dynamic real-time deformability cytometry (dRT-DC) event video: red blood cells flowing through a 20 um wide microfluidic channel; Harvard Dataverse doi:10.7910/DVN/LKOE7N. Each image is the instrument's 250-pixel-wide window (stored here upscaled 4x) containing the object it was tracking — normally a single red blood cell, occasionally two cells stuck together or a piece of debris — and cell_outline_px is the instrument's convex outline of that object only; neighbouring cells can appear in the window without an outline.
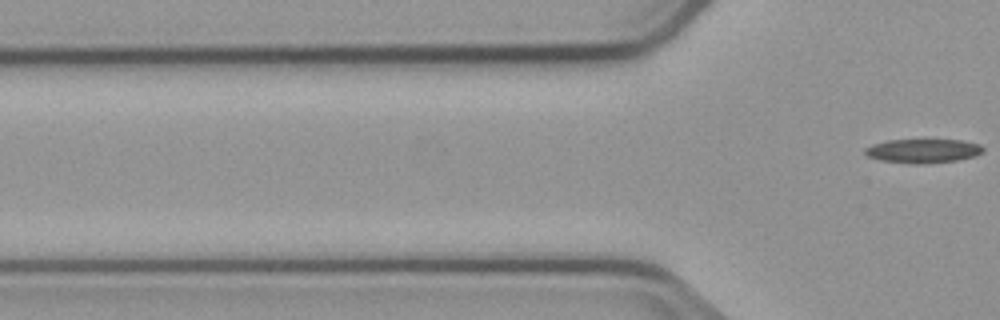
{"species": "common noctule bat (a hibernating species)", "species_latin": "Nyctalus noctula", "temperature_condition": "cold", "stored_images_in_passage": 3, "segment_of_instrument_passage": [2, 2], "camera_frame_rate_fps": 3000, "um_per_image_px": 0.085, "animal": {"sex": "male", "body_mass_g": 23.1, "forearm_length_mm": 52.7}, "frame": {"image": 1, "passage_image": 3, "time_ms": 2.333, "image_size_px": [1000, 320], "cell_outline_px": [[984, 152], [976, 156], [956, 160], [924, 164], [912, 164], [880, 160], [868, 156], [864, 152], [864, 148], [872, 144], [888, 140], [964, 140], [980, 144], [984, 148]], "centroid_in_image_um": [78.48, 12.82], "position_along_channel_um": 47.3, "area_um2": 16.65}}